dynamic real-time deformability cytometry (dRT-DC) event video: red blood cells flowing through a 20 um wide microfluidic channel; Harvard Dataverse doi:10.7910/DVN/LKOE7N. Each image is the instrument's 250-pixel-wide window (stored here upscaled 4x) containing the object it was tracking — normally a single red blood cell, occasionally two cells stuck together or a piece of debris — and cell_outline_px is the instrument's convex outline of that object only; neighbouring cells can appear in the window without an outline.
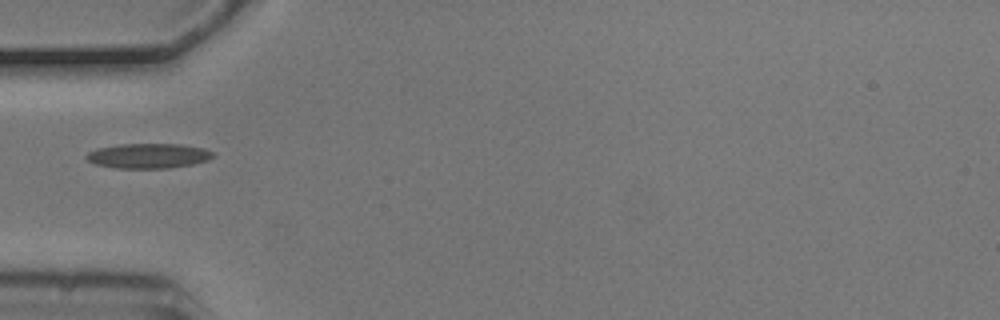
{"species": "common noctule bat (a hibernating species)", "species_latin": "Nyctalus noctula", "temperature_condition": "cold", "stored_images_in_passage": 10, "camera_frame_rate_fps": 3000, "um_per_image_px": 0.085, "animal": {"sex": "male", "body_mass_g": 20.5, "forearm_length_mm": 52.5}, "frame": {"image": 1, "passage_image": 5, "time_ms": 1.333, "image_size_px": [1000, 320], "cell_outline_px": [[216, 156], [208, 160], [192, 164], [168, 168], [116, 168], [96, 164], [88, 160], [84, 156], [88, 152], [96, 148], [120, 144], [180, 144], [204, 148], [212, 152]], "centroid_in_image_um": [12.61, 13.24], "position_along_channel_um": 72.4, "area_um2": 18.38}}
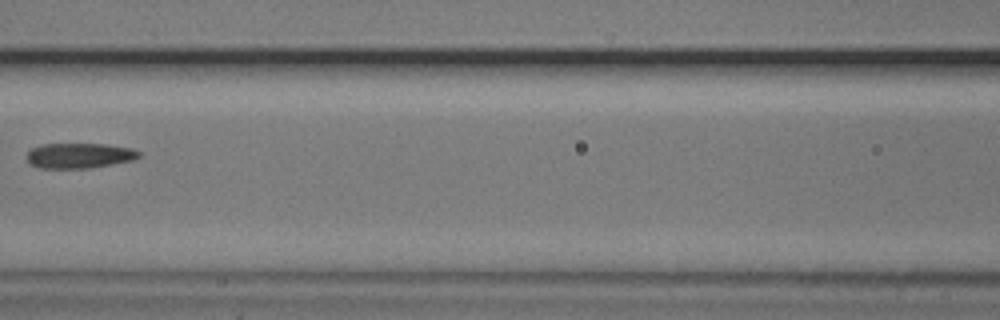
{"frame": {"image": 2, "passage_image": 7, "time_ms": 2.0, "image_size_px": [1000, 320], "cell_outline_px": [[140, 156], [132, 160], [112, 164], [88, 168], [40, 168], [28, 164], [24, 156], [32, 148], [44, 144], [108, 144], [132, 148], [140, 152]], "centroid_in_image_um": [6.7, 13.22], "position_along_channel_um": 159.9, "area_um2": 16.59}}